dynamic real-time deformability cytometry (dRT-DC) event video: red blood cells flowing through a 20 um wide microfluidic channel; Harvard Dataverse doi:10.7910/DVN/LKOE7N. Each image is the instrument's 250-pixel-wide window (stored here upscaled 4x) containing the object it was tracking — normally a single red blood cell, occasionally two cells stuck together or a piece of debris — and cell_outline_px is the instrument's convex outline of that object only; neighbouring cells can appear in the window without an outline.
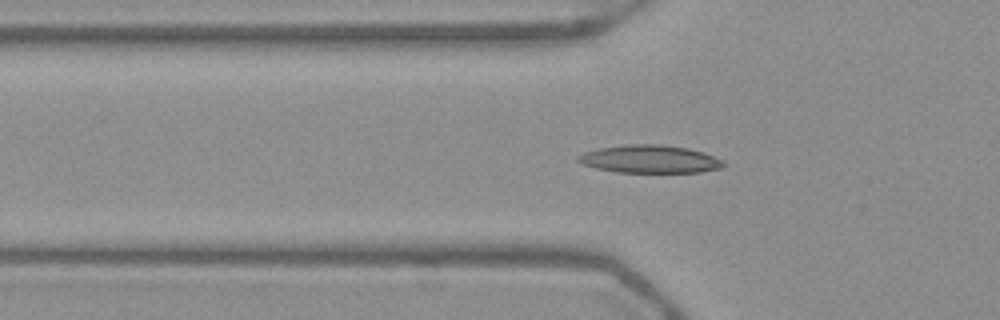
{"species": "Egyptian fruit bat (a non-hibernating species)", "species_latin": "Rousettus aegyptiacus", "temperature_condition": "warm", "stored_images_in_passage": 52, "camera_frame_rate_fps": 3000, "um_per_image_px": 0.085, "frame": {"image": 1, "passage_image": 18, "time_ms": 5.667, "image_size_px": [1000, 320], "cell_outline_px": [[728, 164], [724, 168], [700, 172], [616, 172], [596, 168], [580, 164], [576, 160], [576, 156], [584, 152], [600, 148], [624, 144], [660, 144], [688, 148], [712, 156]], "centroid_in_image_um": [55.2, 13.52], "position_along_channel_um": 70.6, "area_um2": 23.7}}
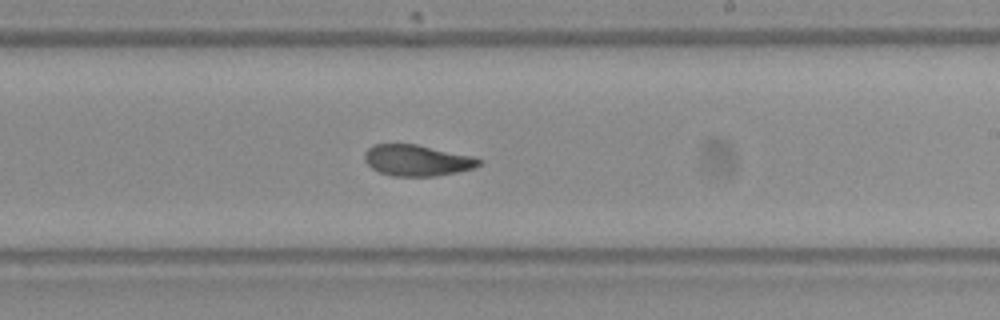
{"frame": {"image": 2, "passage_image": 32, "time_ms": 10.333, "image_size_px": [1000, 320], "cell_outline_px": [[484, 160], [480, 164], [472, 168], [456, 172], [436, 176], [392, 176], [380, 172], [372, 168], [364, 160], [364, 152], [372, 144], [416, 144], [472, 156]], "centroid_in_image_um": [35.42, 13.63], "position_along_channel_um": 253.6, "area_um2": 20.69}}
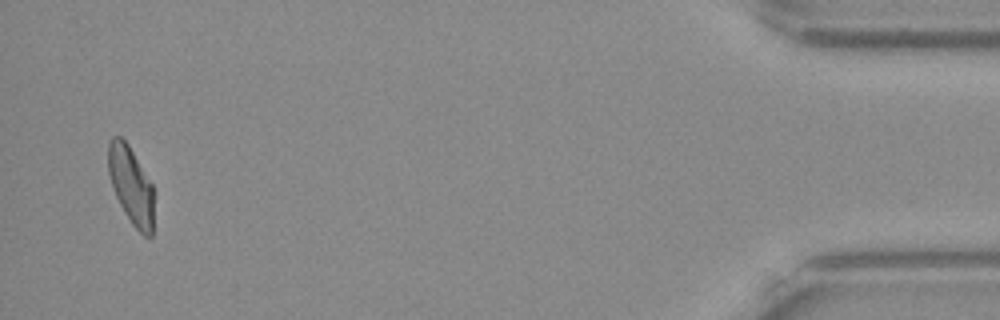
{"frame": {"image": 3, "passage_image": 51, "time_ms": 16.667, "image_size_px": [1000, 320], "cell_outline_px": [[152, 236], [144, 236], [132, 224], [124, 212], [112, 188], [108, 172], [108, 144], [112, 136], [120, 136], [128, 144], [152, 184]], "centroid_in_image_um": [11.1, 15.73], "position_along_channel_um": 424.1, "area_um2": 20.29}, "authors_computed_cell_mechanics": {"area_um2": 21.675, "velocity_mm_per_s": 3.9193, "shape_relaxation_time_tau1_ms": null, "shape_relaxation_time_tau2_ms": 2.652, "deformation_change_tau1": null, "deformation_change_tau2": 0.0865}}